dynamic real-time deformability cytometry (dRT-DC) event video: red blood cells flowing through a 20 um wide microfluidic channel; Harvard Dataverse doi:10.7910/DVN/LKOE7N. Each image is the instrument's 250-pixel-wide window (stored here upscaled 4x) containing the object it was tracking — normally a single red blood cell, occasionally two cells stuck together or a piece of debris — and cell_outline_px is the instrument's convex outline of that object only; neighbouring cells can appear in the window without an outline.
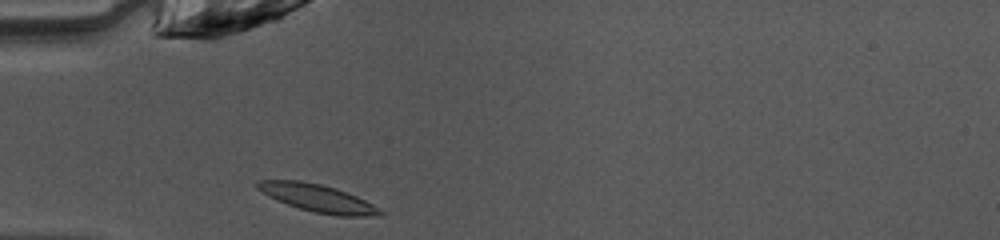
{"species": "common noctule bat (a hibernating species)", "species_latin": "Nyctalus noctula", "temperature_condition": "warm", "stored_images_in_passage": 35, "camera_frame_rate_fps": 3000, "um_per_image_px": 0.085, "animal": {"sex": "female", "body_mass_g": 10.0, "forearm_length_mm": 53.1}, "frame": {"image": 1, "passage_image": 1, "time_ms": 0.0, "image_size_px": [1000, 240], "cell_outline_px": [[384, 216], [340, 216], [316, 212], [300, 208], [288, 204], [268, 196], [256, 188], [256, 180], [300, 180], [320, 184], [336, 188], [356, 196], [380, 208], [384, 212]], "centroid_in_image_um": [27.02, 16.84], "position_along_channel_um": 58.0, "area_um2": 19.59}}
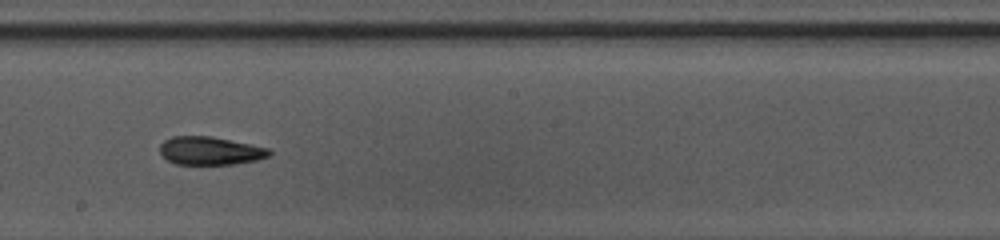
{"frame": {"image": 2, "passage_image": 14, "time_ms": 4.333, "image_size_px": [1000, 240], "cell_outline_px": [[272, 152], [268, 156], [256, 160], [232, 164], [176, 164], [168, 160], [160, 152], [160, 144], [164, 140], [172, 136], [212, 136], [268, 148]], "centroid_in_image_um": [17.84, 12.81], "position_along_channel_um": 230.4, "area_um2": 17.8}}
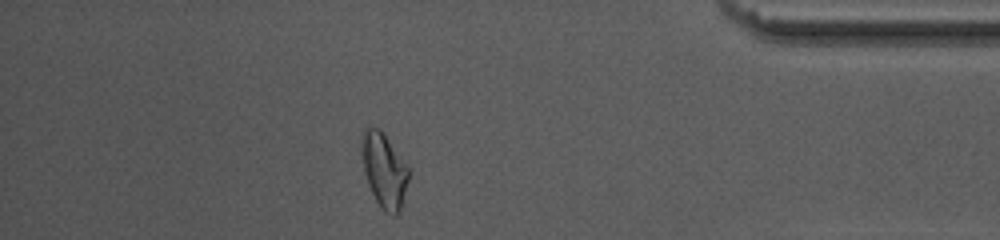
{"frame": {"image": 3, "passage_image": 29, "time_ms": 9.333, "image_size_px": [1000, 240], "cell_outline_px": [[408, 180], [400, 212], [396, 216], [392, 216], [384, 212], [376, 200], [368, 184], [364, 172], [360, 144], [360, 136], [364, 128], [380, 128], [408, 168]], "centroid_in_image_um": [32.62, 14.48], "position_along_channel_um": 402.6, "area_um2": 20.29}, "authors_computed_cell_mechanics": {"area_um2": 18.9584, "velocity_mm_per_s": 4.0829, "shape_relaxation_time_tau1_ms": 5.562, "shape_relaxation_time_tau2_ms": 4.3214, "deformation_change_tau1": 0.1839, "deformation_change_tau2": 0.1221}}